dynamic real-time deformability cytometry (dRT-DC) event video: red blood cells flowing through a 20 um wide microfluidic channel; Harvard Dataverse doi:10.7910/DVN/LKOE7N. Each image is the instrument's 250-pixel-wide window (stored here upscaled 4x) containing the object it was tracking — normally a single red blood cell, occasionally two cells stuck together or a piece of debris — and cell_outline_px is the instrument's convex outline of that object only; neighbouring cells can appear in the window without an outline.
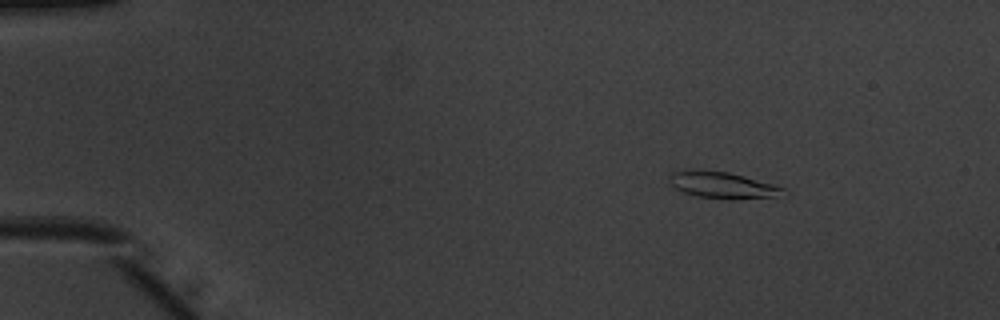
{"species": "common noctule bat (a hibernating species)", "species_latin": "Nyctalus noctula", "temperature_condition": "warm", "stored_images_in_passage": 46, "camera_frame_rate_fps": 3000, "um_per_image_px": 0.085, "animal": {"sex": "male", "body_mass_g": 20.1, "forearm_length_mm": 53.5}, "frame": {"image": 1, "passage_image": 1, "time_ms": 0.0, "image_size_px": [1000, 320], "cell_outline_px": [[788, 196], [732, 200], [728, 200], [696, 196], [684, 192], [668, 184], [668, 172], [692, 168], [728, 172], [744, 176], [772, 184], [784, 188]], "centroid_in_image_um": [61.38, 15.73], "position_along_channel_um": 23.6, "area_um2": 18.32}}
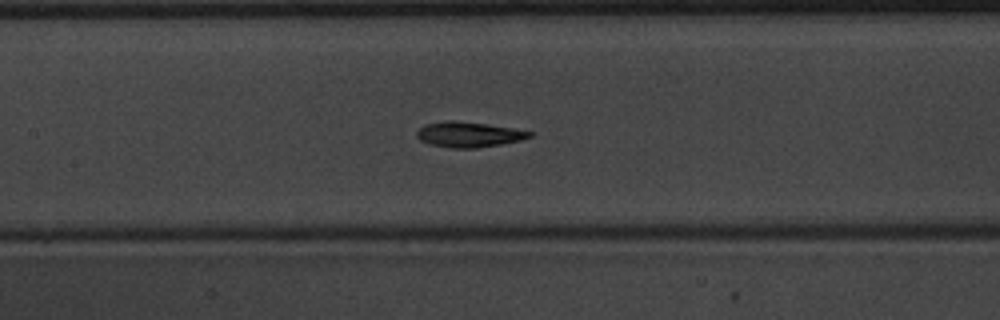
{"frame": {"image": 2, "passage_image": 19, "time_ms": 6.0, "image_size_px": [1000, 320], "cell_outline_px": [[536, 132], [532, 136], [520, 140], [500, 144], [476, 148], [448, 148], [428, 144], [420, 140], [416, 136], [416, 132], [424, 124], [448, 120], [456, 120], [488, 124]], "centroid_in_image_um": [39.82, 11.43], "position_along_channel_um": 167.6, "area_um2": 16.82}}
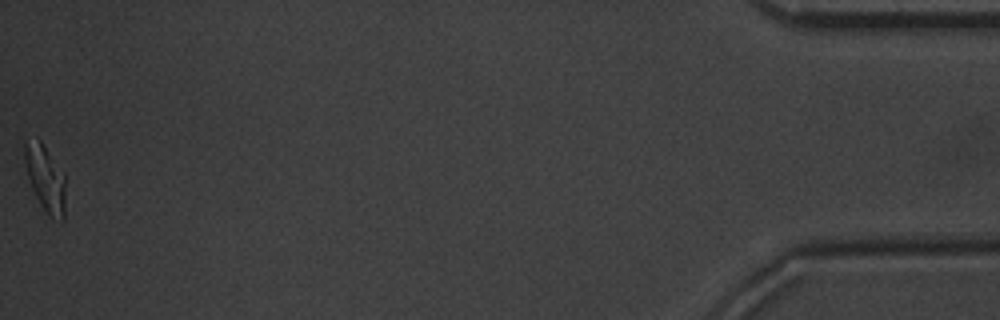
{"frame": {"image": 3, "passage_image": 46, "time_ms": 15.0, "image_size_px": [1000, 320], "cell_outline_px": [[64, 220], [48, 216], [40, 204], [32, 188], [28, 176], [24, 160], [24, 140], [40, 140], [64, 172]], "centroid_in_image_um": [3.85, 15.14], "position_along_channel_um": 431.4, "area_um2": 15.55}, "authors_computed_cell_mechanics": {"area_um2": 16.473, "velocity_mm_per_s": 3.9229, "shape_relaxation_time_tau1_ms": 2.7441, "shape_relaxation_time_tau2_ms": 2.1755, "deformation_change_tau1": 0.1667, "deformation_change_tau2": 0.1059}}